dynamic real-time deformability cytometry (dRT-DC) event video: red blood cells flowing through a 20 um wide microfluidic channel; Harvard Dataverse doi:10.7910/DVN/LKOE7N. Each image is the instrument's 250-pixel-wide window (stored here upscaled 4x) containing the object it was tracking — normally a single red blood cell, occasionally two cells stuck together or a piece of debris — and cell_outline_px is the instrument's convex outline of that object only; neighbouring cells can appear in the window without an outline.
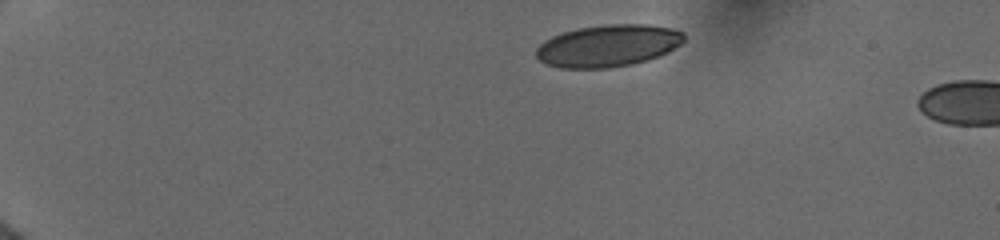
{"species": "human", "species_latin": "Homo sapiens", "temperature_condition": "cold", "stored_images_in_passage": 3, "camera_frame_rate_fps": 3000, "um_per_image_px": 0.085, "donor": {"sex": "female"}, "frame": {"image": 1, "passage_image": 1, "time_ms": 0.0, "image_size_px": [1000, 240], "cell_outline_px": [[684, 40], [680, 44], [668, 52], [660, 56], [648, 60], [632, 64], [608, 68], [560, 68], [544, 64], [536, 56], [536, 48], [544, 40], [552, 36], [564, 32], [580, 28], [608, 24], [648, 24], [672, 28], [684, 32]], "centroid_in_image_um": [51.69, 3.89], "position_along_channel_um": 33.3, "area_um2": 36.36}}